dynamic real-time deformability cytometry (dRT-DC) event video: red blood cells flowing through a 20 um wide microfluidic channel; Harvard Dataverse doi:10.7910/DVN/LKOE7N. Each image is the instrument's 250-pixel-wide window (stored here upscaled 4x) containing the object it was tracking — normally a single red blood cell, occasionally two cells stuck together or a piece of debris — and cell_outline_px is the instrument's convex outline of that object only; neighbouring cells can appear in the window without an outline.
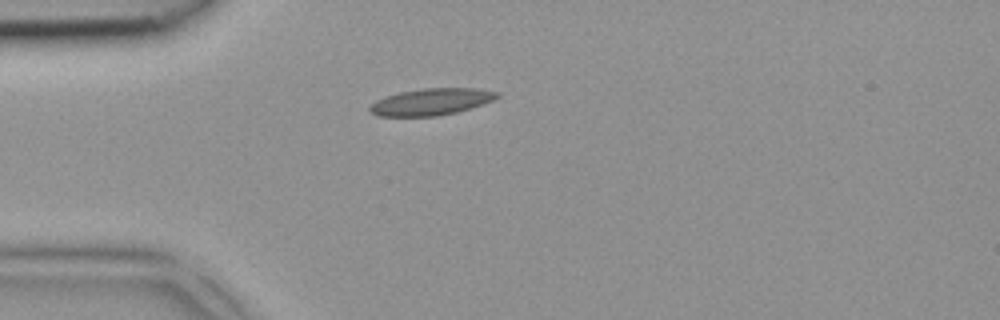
{"species": "common noctule bat (a hibernating species)", "species_latin": "Nyctalus noctula", "temperature_condition": "room temperature", "stored_images_in_passage": 4, "camera_frame_rate_fps": 3000, "um_per_image_px": 0.085, "animal": {"sex": "female", "body_mass_g": 18.4}, "frame": {"image": 1, "passage_image": 4, "time_ms": 1.0, "image_size_px": [1000, 320], "cell_outline_px": [[500, 96], [484, 104], [456, 112], [436, 116], [376, 116], [368, 112], [368, 108], [376, 100], [384, 96], [400, 92], [424, 88], [476, 88], [500, 92]], "centroid_in_image_um": [36.63, 8.65], "position_along_channel_um": 48.4, "area_um2": 19.94}}